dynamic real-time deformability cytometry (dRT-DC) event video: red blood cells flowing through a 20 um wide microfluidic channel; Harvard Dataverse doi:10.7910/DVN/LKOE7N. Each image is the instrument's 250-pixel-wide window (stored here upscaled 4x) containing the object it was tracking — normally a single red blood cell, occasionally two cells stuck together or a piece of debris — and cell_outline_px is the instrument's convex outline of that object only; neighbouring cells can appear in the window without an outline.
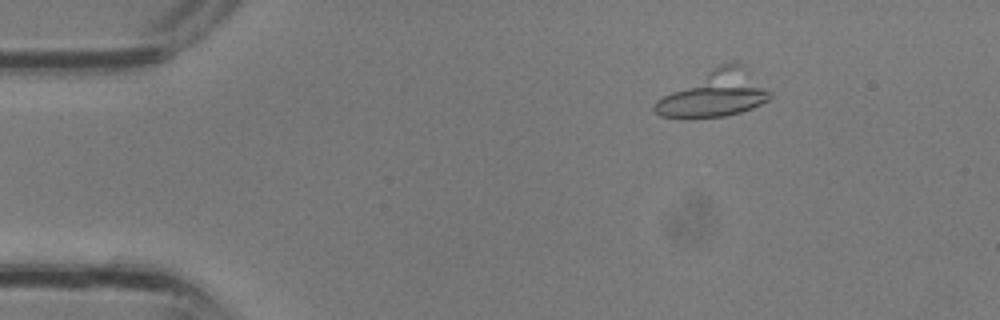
{"species": "common noctule bat (a hibernating species)", "species_latin": "Nyctalus noctula", "temperature_condition": "room temperature", "stored_images_in_passage": 20, "camera_frame_rate_fps": 3000, "um_per_image_px": 0.085, "animal": {"sex": "male", "body_mass_g": 13.3}, "frame": {"image": 1, "passage_image": 2, "time_ms": 0.333, "image_size_px": [1000, 320], "cell_outline_px": [[772, 96], [768, 100], [752, 108], [740, 112], [724, 116], [684, 120], [680, 120], [660, 116], [652, 108], [656, 100], [712, 68], [720, 64], [732, 60], [740, 60], [772, 92]], "centroid_in_image_um": [60.76, 7.99], "position_along_channel_um": 24.2, "area_um2": 31.44}}
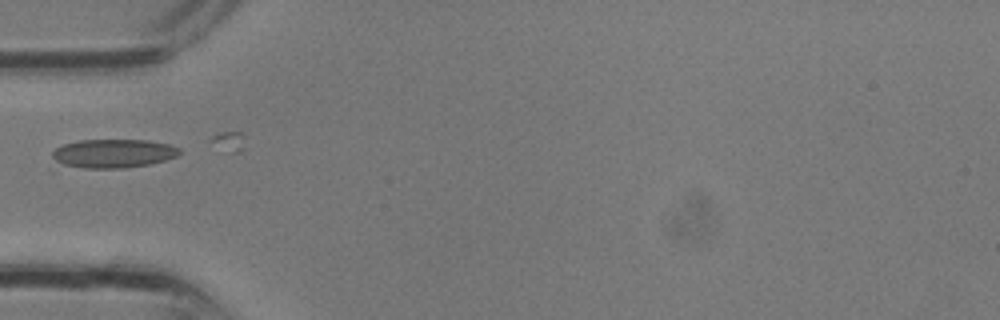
{"frame": {"image": 2, "passage_image": 8, "time_ms": 2.333, "image_size_px": [1000, 320], "cell_outline_px": [[180, 152], [176, 156], [164, 160], [148, 164], [124, 168], [84, 168], [64, 164], [56, 160], [52, 156], [52, 152], [56, 148], [64, 144], [80, 140], [148, 140], [168, 144], [180, 148]], "centroid_in_image_um": [9.64, 13.03], "position_along_channel_um": 75.4, "area_um2": 20.98}}